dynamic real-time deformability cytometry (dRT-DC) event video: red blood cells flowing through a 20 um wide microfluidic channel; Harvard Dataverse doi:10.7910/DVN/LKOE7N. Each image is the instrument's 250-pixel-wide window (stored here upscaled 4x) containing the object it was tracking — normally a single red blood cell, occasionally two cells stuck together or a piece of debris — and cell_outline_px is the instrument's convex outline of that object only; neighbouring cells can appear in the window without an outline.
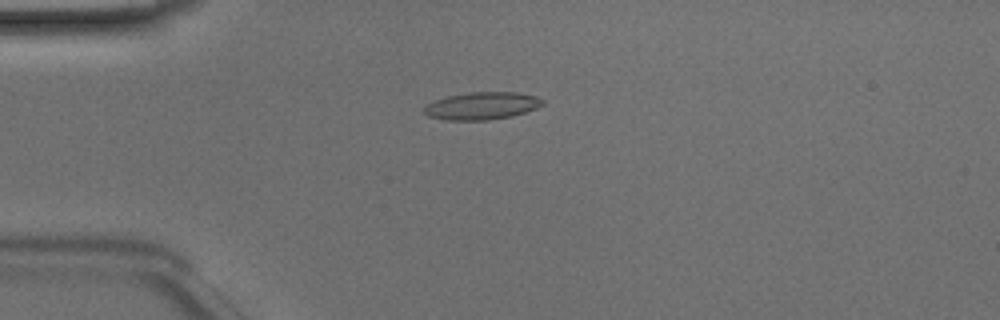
{"species": "Egyptian fruit bat (a non-hibernating species)", "species_latin": "Rousettus aegyptiacus", "temperature_condition": "room temperature", "stored_images_in_passage": 49, "camera_frame_rate_fps": 3000, "um_per_image_px": 0.085, "animal": {"sex": "male"}, "frame": {"image": 1, "passage_image": 13, "time_ms": 4.0, "image_size_px": [1000, 320], "cell_outline_px": [[544, 104], [536, 108], [512, 116], [488, 120], [448, 120], [428, 116], [424, 112], [424, 108], [428, 104], [436, 100], [448, 96], [472, 92], [516, 92], [536, 96], [544, 100]], "centroid_in_image_um": [40.99, 8.99], "position_along_channel_um": 44.0, "area_um2": 18.79}}
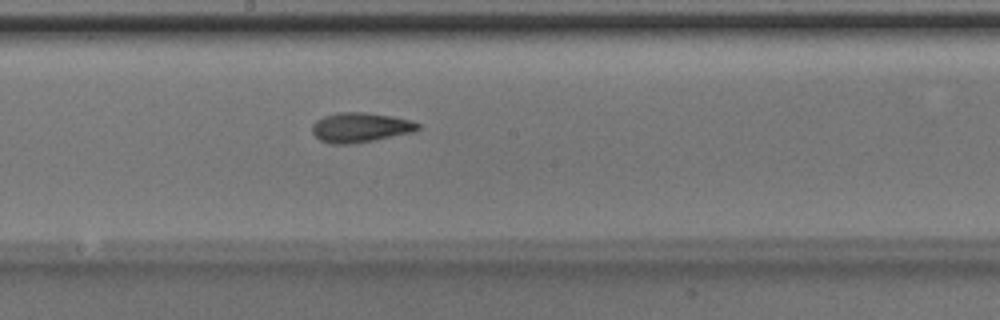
{"frame": {"image": 2, "passage_image": 27, "time_ms": 8.667, "image_size_px": [1000, 320], "cell_outline_px": [[420, 128], [412, 132], [352, 144], [332, 144], [320, 140], [312, 132], [312, 124], [316, 120], [324, 116], [336, 112], [364, 112], [392, 116], [412, 120], [420, 124]], "centroid_in_image_um": [30.61, 10.82], "position_along_channel_um": 217.6, "area_um2": 18.26}}
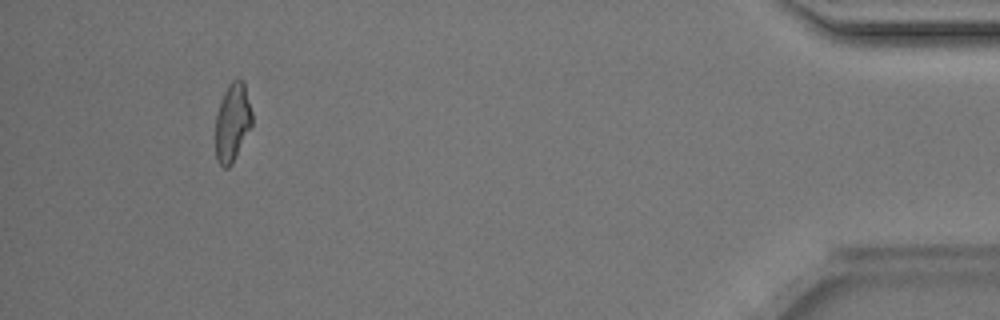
{"frame": {"image": 3, "passage_image": 46, "time_ms": 15.0, "image_size_px": [1000, 320], "cell_outline_px": [[252, 124], [232, 164], [228, 168], [224, 168], [216, 160], [216, 112], [220, 100], [228, 84], [232, 80], [244, 80], [252, 112]], "centroid_in_image_um": [19.75, 10.38], "position_along_channel_um": 415.5, "area_um2": 16.7}, "authors_computed_cell_mechanics": {"area_um2": 17.7446, "velocity_mm_per_s": 4.1716, "shape_relaxation_time_tau1_ms": 3.8522, "shape_relaxation_time_tau2_ms": 2.2666, "deformation_change_tau1": 0.1371, "deformation_change_tau2": 0.1116}}